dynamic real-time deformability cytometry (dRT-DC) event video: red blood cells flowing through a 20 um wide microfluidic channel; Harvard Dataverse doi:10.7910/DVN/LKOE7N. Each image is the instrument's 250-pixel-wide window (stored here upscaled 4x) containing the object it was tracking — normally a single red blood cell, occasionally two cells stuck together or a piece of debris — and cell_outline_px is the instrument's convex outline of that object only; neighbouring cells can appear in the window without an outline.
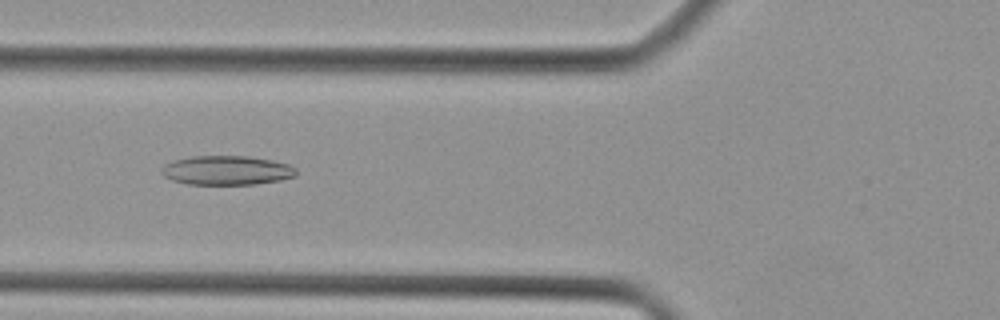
{"species": "Egyptian fruit bat (a non-hibernating species)", "species_latin": "Rousettus aegyptiacus", "temperature_condition": "cold", "stored_images_in_passage": 44, "camera_frame_rate_fps": 3000, "um_per_image_px": 0.085, "animal": {"sex": "female"}, "frame": {"image": 1, "passage_image": 17, "time_ms": 5.333, "image_size_px": [1000, 320], "cell_outline_px": [[296, 176], [280, 180], [256, 184], [188, 184], [172, 180], [164, 176], [160, 172], [160, 168], [164, 164], [172, 160], [192, 156], [248, 156], [272, 160], [288, 164], [296, 168]], "centroid_in_image_um": [19.24, 14.47], "position_along_channel_um": 106.6, "area_um2": 23.06}}
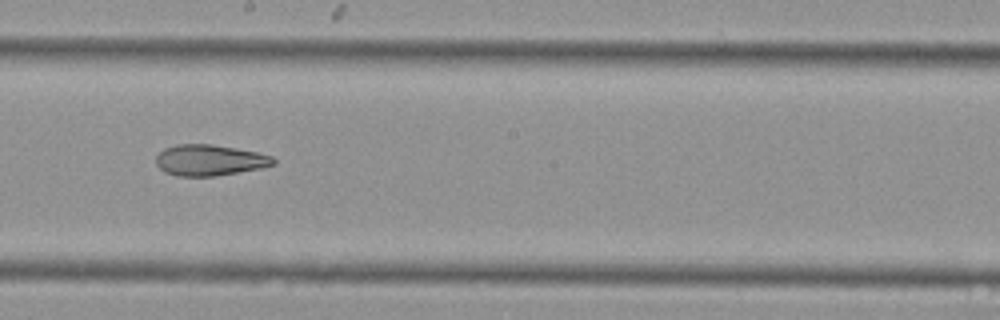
{"frame": {"image": 2, "passage_image": 25, "time_ms": 8.0, "image_size_px": [1000, 320], "cell_outline_px": [[276, 164], [260, 168], [216, 176], [176, 176], [164, 172], [156, 164], [156, 156], [164, 148], [176, 144], [212, 144], [236, 148], [256, 152], [272, 156], [276, 160]], "centroid_in_image_um": [17.8, 13.61], "position_along_channel_um": 230.4, "area_um2": 21.27}}
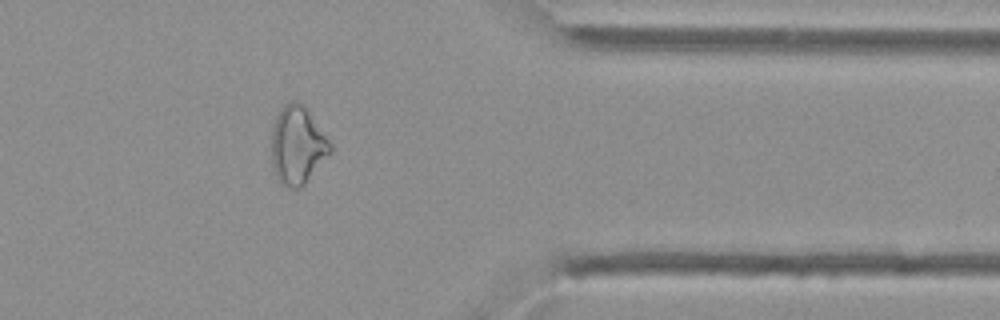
{"frame": {"image": 3, "passage_image": 36, "time_ms": 11.667, "image_size_px": [1000, 320], "cell_outline_px": [[332, 152], [304, 184], [300, 188], [292, 188], [284, 184], [276, 176], [272, 168], [272, 128], [276, 116], [280, 108], [288, 100], [292, 100], [300, 104], [308, 112], [332, 144]], "centroid_in_image_um": [25.27, 12.35], "position_along_channel_um": 386.1, "area_um2": 26.36}}